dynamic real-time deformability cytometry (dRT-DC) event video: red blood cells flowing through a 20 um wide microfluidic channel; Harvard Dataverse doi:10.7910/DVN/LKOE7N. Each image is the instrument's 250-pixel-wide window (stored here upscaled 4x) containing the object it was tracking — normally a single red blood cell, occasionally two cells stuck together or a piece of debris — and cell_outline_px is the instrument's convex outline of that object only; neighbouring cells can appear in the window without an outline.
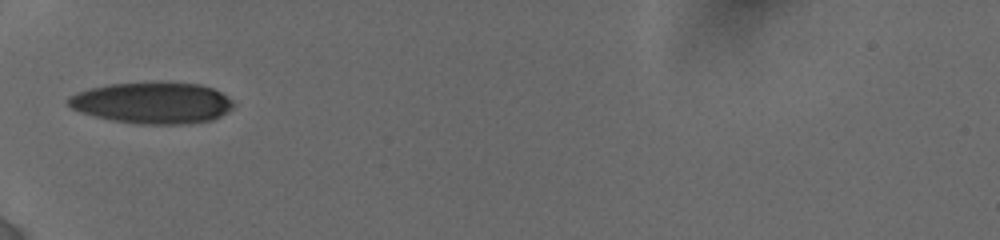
{"species": "human", "species_latin": "Homo sapiens", "temperature_condition": "cold", "stored_images_in_passage": 2, "camera_frame_rate_fps": 3000, "um_per_image_px": 0.085, "donor": {"sex": "female"}, "frame": {"image": 1, "passage_image": 1, "time_ms": 0.0, "image_size_px": [1000, 240], "cell_outline_px": [[236, 104], [228, 112], [212, 120], [188, 124], [140, 124], [112, 120], [80, 112], [72, 108], [68, 104], [68, 96], [92, 88], [108, 84], [200, 84], [212, 88], [228, 96]], "centroid_in_image_um": [13.0, 8.78], "position_along_channel_um": 72.0, "area_um2": 39.13}}